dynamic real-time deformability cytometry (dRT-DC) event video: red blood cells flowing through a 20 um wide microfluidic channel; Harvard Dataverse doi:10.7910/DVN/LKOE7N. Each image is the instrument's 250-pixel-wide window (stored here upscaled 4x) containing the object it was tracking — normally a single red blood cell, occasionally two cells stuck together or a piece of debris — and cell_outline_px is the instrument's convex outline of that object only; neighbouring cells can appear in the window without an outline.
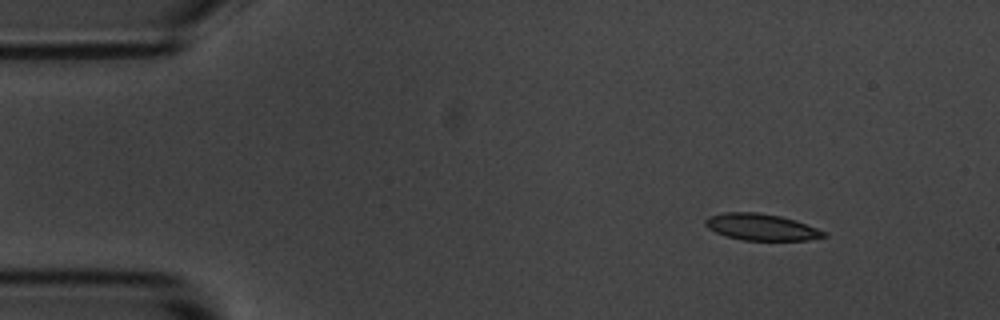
{"species": "common noctule bat (a hibernating species)", "species_latin": "Nyctalus noctula", "temperature_condition": "room temperature", "stored_images_in_passage": 10, "camera_frame_rate_fps": 3000, "um_per_image_px": 0.085, "animal": {"sex": "male", "body_mass_g": 20.1, "forearm_length_mm": 53.5}, "frame": {"image": 1, "passage_image": 1, "time_ms": 0.0, "image_size_px": [1000, 320], "cell_outline_px": [[828, 236], [808, 240], [744, 240], [728, 236], [716, 232], [708, 228], [704, 224], [704, 220], [708, 216], [724, 212], [756, 212], [780, 216], [796, 220], [816, 228], [824, 232]], "centroid_in_image_um": [64.69, 19.29], "position_along_channel_um": 20.3, "area_um2": 18.21}}
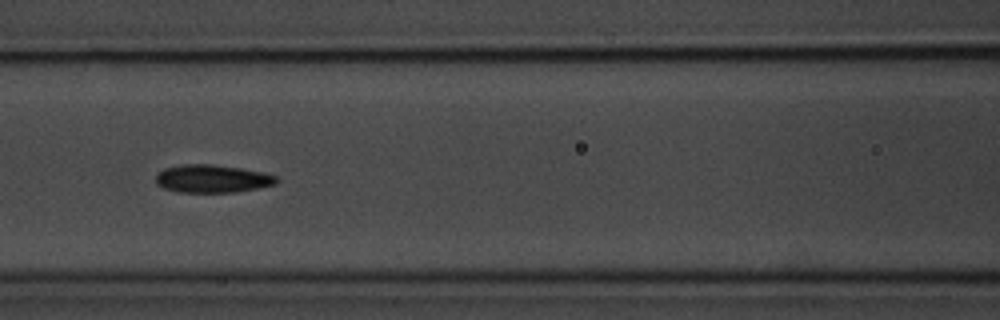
{"frame": {"image": 2, "passage_image": 6, "time_ms": 1.667, "image_size_px": [1000, 320], "cell_outline_px": [[280, 180], [276, 184], [236, 192], [176, 192], [164, 188], [156, 184], [156, 176], [164, 168], [180, 164], [212, 164], [240, 168], [264, 172], [276, 176]], "centroid_in_image_um": [18.04, 15.19], "position_along_channel_um": 148.6, "area_um2": 19.71}}
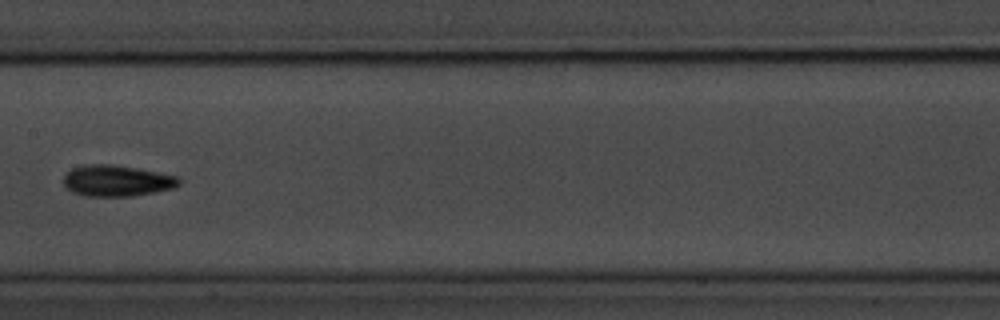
{"frame": {"image": 3, "passage_image": 7, "time_ms": 2.0, "image_size_px": [1000, 320], "cell_outline_px": [[180, 184], [172, 188], [132, 196], [84, 196], [72, 192], [64, 184], [64, 176], [72, 168], [84, 164], [112, 164], [136, 168], [180, 176]], "centroid_in_image_um": [9.92, 15.35], "position_along_channel_um": 197.5, "area_um2": 20.92}}